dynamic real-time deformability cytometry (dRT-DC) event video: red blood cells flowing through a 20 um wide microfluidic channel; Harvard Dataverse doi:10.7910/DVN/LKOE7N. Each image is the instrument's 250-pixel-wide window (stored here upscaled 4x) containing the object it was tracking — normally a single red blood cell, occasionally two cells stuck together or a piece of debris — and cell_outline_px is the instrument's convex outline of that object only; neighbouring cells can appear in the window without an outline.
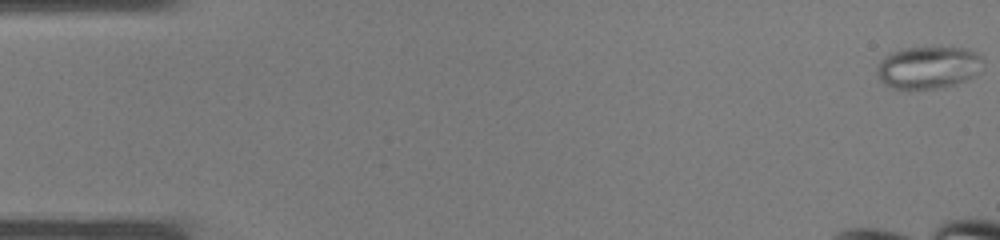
{"species": "common noctule bat (a hibernating species)", "species_latin": "Nyctalus noctula", "temperature_condition": "warm", "stored_images_in_passage": 22, "camera_frame_rate_fps": 3000, "um_per_image_px": 0.085, "animal": {"sex": "male", "body_mass_g": 19.0, "forearm_length_mm": 50.8}, "frame": {"image": 1, "passage_image": 1, "time_ms": 0.0, "image_size_px": [1000, 240], "cell_outline_px": [[984, 60], [976, 72], [968, 80], [956, 84], [936, 88], [908, 92], [900, 92], [884, 84], [880, 80], [876, 72], [876, 68], [880, 60], [888, 52], [908, 48], [960, 48], [976, 52]], "centroid_in_image_um": [78.81, 5.78], "position_along_channel_um": 6.2, "area_um2": 26.65}}